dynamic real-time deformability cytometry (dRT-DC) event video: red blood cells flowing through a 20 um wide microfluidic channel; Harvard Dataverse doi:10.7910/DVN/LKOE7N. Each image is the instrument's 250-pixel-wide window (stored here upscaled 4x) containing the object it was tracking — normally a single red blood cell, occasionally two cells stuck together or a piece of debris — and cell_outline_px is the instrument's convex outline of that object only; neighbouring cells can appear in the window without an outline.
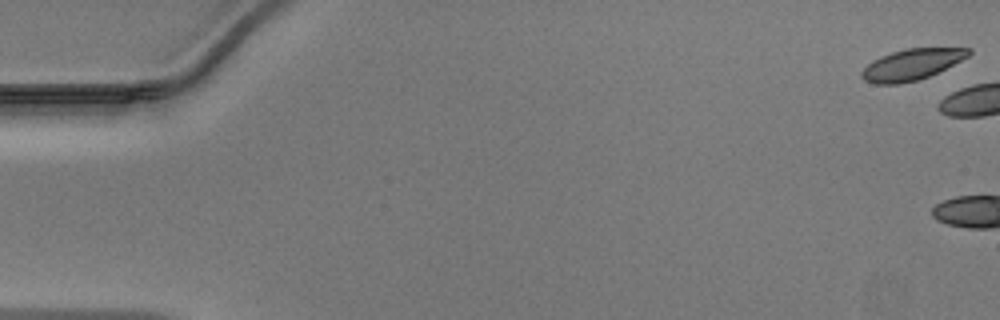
{"species": "Egyptian fruit bat (a non-hibernating species)", "species_latin": "Rousettus aegyptiacus", "temperature_condition": "warm", "stored_images_in_passage": 3, "camera_frame_rate_fps": 3000, "um_per_image_px": 0.085, "animal": {"sex": "male"}, "frame": {"image": 1, "passage_image": 1, "time_ms": 0.0, "image_size_px": [1000, 320], "cell_outline_px": [[972, 52], [968, 56], [928, 76], [916, 80], [900, 84], [872, 84], [864, 80], [860, 76], [860, 72], [872, 60], [880, 56], [904, 48], [972, 48]], "centroid_in_image_um": [77.43, 5.48], "position_along_channel_um": 7.6, "area_um2": 19.19}}